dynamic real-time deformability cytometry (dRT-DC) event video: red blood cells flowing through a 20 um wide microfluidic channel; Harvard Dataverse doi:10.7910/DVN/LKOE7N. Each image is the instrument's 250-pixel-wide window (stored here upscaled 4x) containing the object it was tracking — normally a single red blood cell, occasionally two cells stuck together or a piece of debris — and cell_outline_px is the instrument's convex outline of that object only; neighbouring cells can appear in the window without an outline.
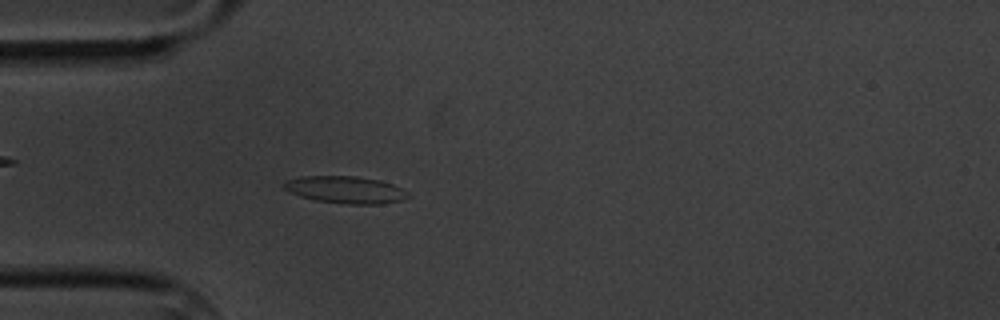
{"species": "common noctule bat (a hibernating species)", "species_latin": "Nyctalus noctula", "temperature_condition": "cold", "stored_images_in_passage": 4, "camera_frame_rate_fps": 3000, "um_per_image_px": 0.085, "animal": {"sex": "male", "body_mass_g": 20.1, "forearm_length_mm": 53.5}, "frame": {"image": 1, "passage_image": 4, "time_ms": 3.333, "image_size_px": [1000, 320], "cell_outline_px": [[408, 196], [400, 200], [380, 204], [344, 204], [316, 200], [300, 196], [288, 192], [280, 184], [288, 180], [300, 176], [356, 176], [380, 180], [392, 184], [408, 192]], "centroid_in_image_um": [29.31, 16.12], "position_along_channel_um": 55.7, "area_um2": 19.59}}